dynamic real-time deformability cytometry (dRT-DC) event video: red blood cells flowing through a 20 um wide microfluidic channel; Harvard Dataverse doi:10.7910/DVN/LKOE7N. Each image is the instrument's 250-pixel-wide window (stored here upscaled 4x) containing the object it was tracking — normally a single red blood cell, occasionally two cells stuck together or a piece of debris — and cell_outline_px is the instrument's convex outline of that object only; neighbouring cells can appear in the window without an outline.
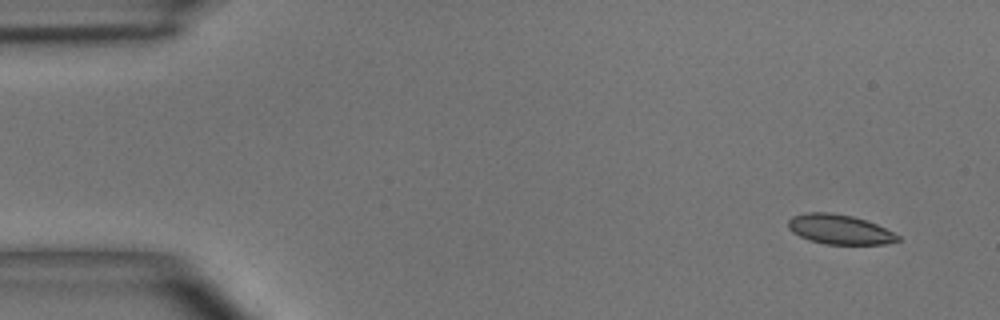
{"species": "common noctule bat (a hibernating species)", "species_latin": "Nyctalus noctula", "temperature_condition": "room temperature", "stored_images_in_passage": 4, "camera_frame_rate_fps": 3000, "um_per_image_px": 0.085, "animal": {"sex": "male", "body_mass_g": 15.6}, "frame": {"image": 1, "passage_image": 1, "time_ms": 0.0, "image_size_px": [1000, 320], "cell_outline_px": [[900, 240], [884, 244], [824, 244], [808, 240], [792, 232], [788, 228], [788, 220], [792, 216], [804, 212], [832, 212], [852, 216], [876, 224], [900, 236]], "centroid_in_image_um": [71.31, 19.49], "position_along_channel_um": 13.7, "area_um2": 18.96}}
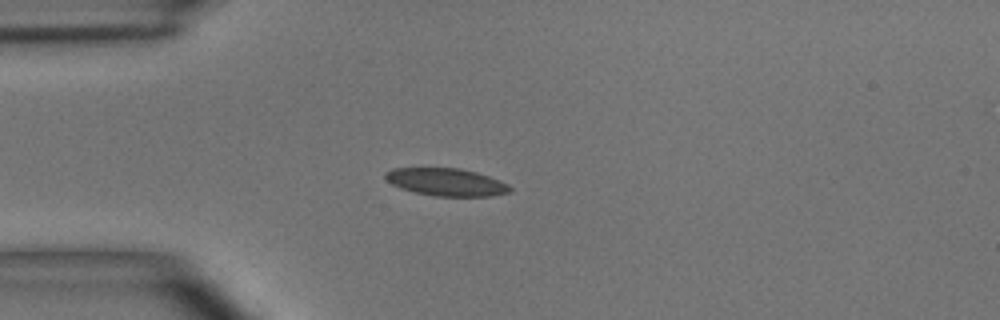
{"frame": {"image": 2, "passage_image": 4, "time_ms": 3.333, "image_size_px": [1000, 320], "cell_outline_px": [[512, 192], [492, 196], [436, 196], [416, 192], [400, 188], [392, 184], [384, 176], [384, 172], [392, 168], [460, 168], [476, 172], [488, 176], [508, 184], [512, 188]], "centroid_in_image_um": [37.94, 15.47], "position_along_channel_um": 47.1, "area_um2": 20.0}}